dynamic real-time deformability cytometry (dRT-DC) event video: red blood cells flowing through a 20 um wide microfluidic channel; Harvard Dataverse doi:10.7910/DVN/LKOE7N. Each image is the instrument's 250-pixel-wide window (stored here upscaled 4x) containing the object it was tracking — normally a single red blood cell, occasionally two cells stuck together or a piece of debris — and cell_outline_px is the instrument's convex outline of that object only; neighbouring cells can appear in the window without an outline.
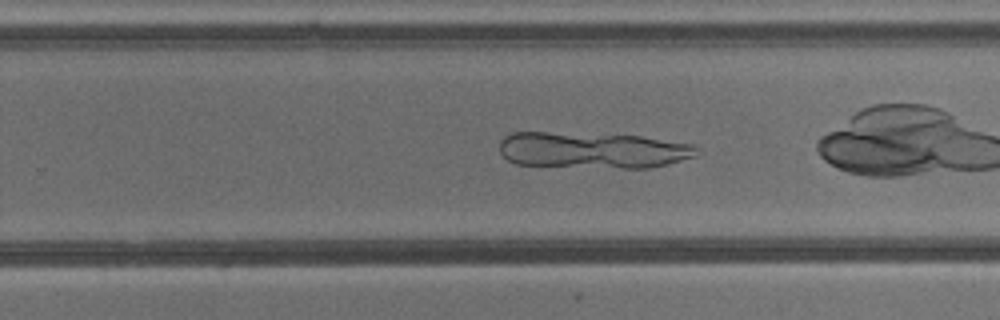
{"species": "common noctule bat (a hibernating species)", "species_latin": "Nyctalus noctula", "temperature_condition": "cold", "stored_images_in_passage": 36, "camera_frame_rate_fps": 3000, "um_per_image_px": 0.085, "animal": {"sex": "male", "body_mass_g": 13.3}, "frame": {"image": 1, "passage_image": 18, "time_ms": 5.667, "image_size_px": [1000, 320], "cell_outline_px": [[696, 156], [648, 168], [624, 168], [516, 164], [508, 160], [500, 152], [500, 140], [504, 136], [512, 132], [548, 132], [640, 136], [696, 144]], "centroid_in_image_um": [50.35, 12.75], "position_along_channel_um": 279.4, "area_um2": 41.44}}